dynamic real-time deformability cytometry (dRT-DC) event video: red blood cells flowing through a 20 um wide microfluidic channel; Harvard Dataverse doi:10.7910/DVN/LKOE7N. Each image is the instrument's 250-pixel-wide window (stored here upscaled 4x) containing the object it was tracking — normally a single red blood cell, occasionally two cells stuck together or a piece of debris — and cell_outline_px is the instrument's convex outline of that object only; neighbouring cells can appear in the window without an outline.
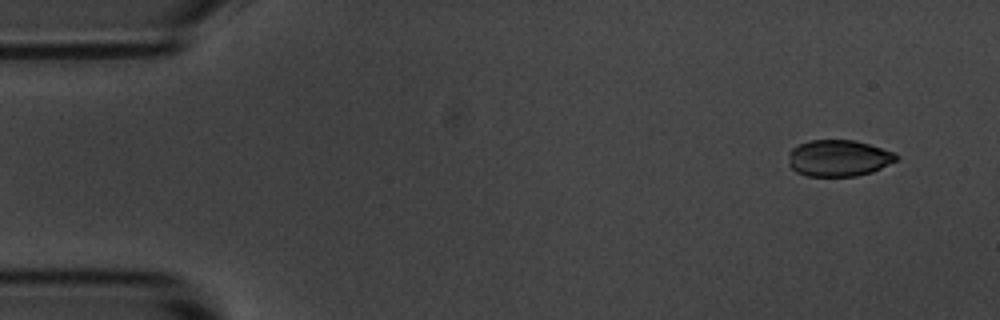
{"species": "common noctule bat (a hibernating species)", "species_latin": "Nyctalus noctula", "temperature_condition": "room temperature", "stored_images_in_passage": 52, "camera_frame_rate_fps": 3000, "um_per_image_px": 0.085, "animal": {"sex": "male", "body_mass_g": 20.1, "forearm_length_mm": 53.5}, "frame": {"image": 1, "passage_image": 1, "time_ms": 0.0, "image_size_px": [1000, 320], "cell_outline_px": [[900, 156], [896, 160], [872, 172], [856, 176], [808, 176], [796, 172], [788, 164], [788, 152], [792, 148], [808, 140], [856, 140], [896, 152]], "centroid_in_image_um": [71.27, 13.43], "position_along_channel_um": 13.7, "area_um2": 23.12}}
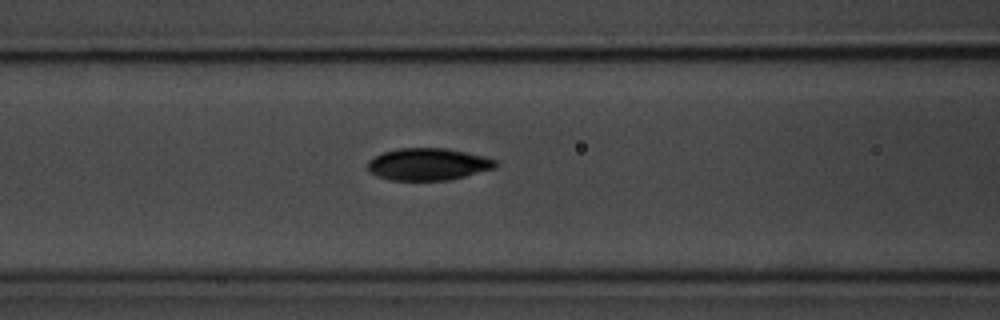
{"frame": {"image": 2, "passage_image": 19, "time_ms": 6.0, "image_size_px": [1000, 320], "cell_outline_px": [[500, 164], [496, 168], [448, 180], [388, 180], [376, 176], [368, 172], [368, 160], [384, 152], [396, 148], [448, 148], [484, 156], [496, 160]], "centroid_in_image_um": [36.39, 13.96], "position_along_channel_um": 130.2, "area_um2": 24.1}}
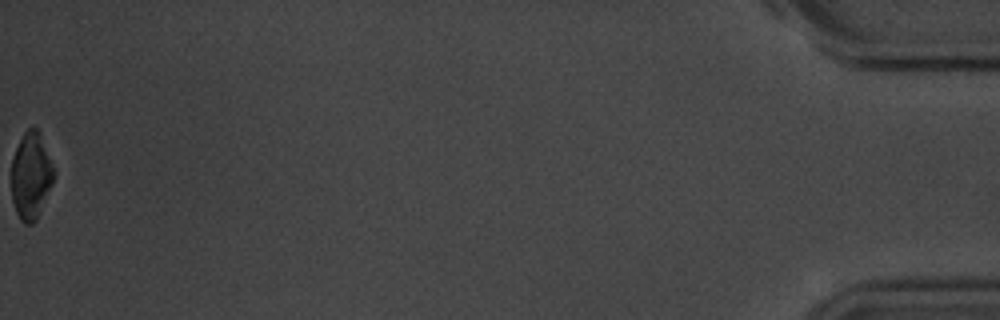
{"frame": {"image": 3, "passage_image": 52, "time_ms": 17.0, "image_size_px": [1000, 320], "cell_outline_px": [[56, 172], [52, 184], [36, 220], [32, 224], [24, 224], [20, 220], [16, 212], [12, 200], [12, 156], [24, 132], [28, 128], [36, 128], [40, 136]], "centroid_in_image_um": [2.63, 14.98], "position_along_channel_um": 432.6, "area_um2": 21.21}, "authors_computed_cell_mechanics": {"area_um2": 23.9581, "velocity_mm_per_s": 3.6759, "shape_relaxation_time_tau1_ms": 2.616, "shape_relaxation_time_tau2_ms": 7.7736, "deformation_change_tau1": 0.102, "deformation_change_tau2": 0.0892}}